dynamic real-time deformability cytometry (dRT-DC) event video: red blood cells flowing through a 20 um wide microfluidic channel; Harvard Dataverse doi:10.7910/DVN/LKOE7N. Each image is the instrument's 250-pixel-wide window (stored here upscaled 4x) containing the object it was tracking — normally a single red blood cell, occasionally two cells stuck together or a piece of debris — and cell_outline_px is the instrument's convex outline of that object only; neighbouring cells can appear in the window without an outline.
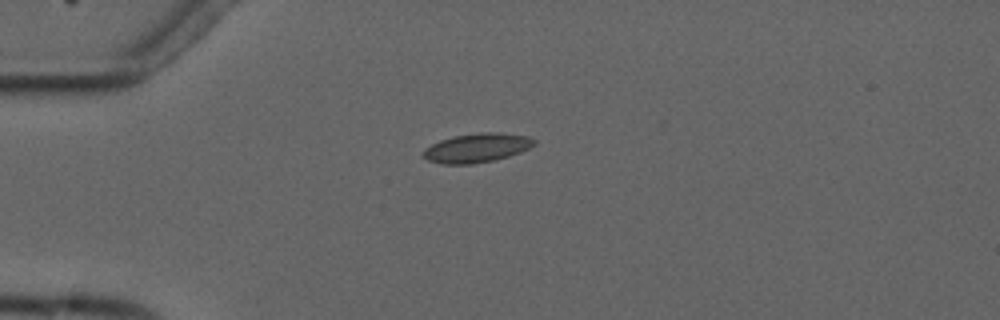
{"species": "common noctule bat (a hibernating species)", "species_latin": "Nyctalus noctula", "temperature_condition": "cold", "stored_images_in_passage": 4, "camera_frame_rate_fps": 3000, "um_per_image_px": 0.085, "animal": {"sex": "male", "forearm_length_mm": 52.5}, "frame": {"image": 1, "passage_image": 3, "time_ms": 2.333, "image_size_px": [1000, 320], "cell_outline_px": [[536, 144], [520, 152], [508, 156], [492, 160], [472, 164], [444, 164], [428, 160], [420, 156], [420, 152], [424, 148], [440, 140], [452, 136], [480, 132], [496, 132], [528, 136], [536, 140]], "centroid_in_image_um": [40.48, 12.56], "position_along_channel_um": 44.5, "area_um2": 18.9}}